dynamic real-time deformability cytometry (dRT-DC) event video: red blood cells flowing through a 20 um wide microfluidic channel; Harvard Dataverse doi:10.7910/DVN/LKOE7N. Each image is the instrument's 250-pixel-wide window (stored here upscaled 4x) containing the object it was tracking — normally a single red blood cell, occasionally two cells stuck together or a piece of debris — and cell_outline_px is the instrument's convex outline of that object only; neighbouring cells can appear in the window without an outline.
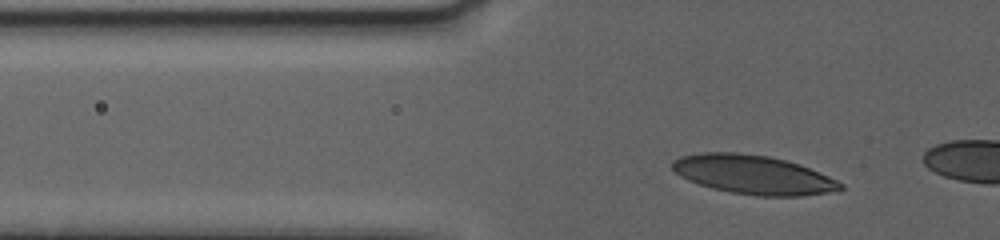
{"species": "human", "species_latin": "Homo sapiens", "temperature_condition": "warm", "stored_images_in_passage": 8, "camera_frame_rate_fps": 3000, "um_per_image_px": 0.085, "donor": {"sex": "female"}, "frame": {"image": 1, "passage_image": 2, "time_ms": 0.333, "image_size_px": [1000, 240], "cell_outline_px": [[844, 188], [828, 192], [804, 196], [760, 196], [732, 192], [712, 188], [688, 180], [680, 176], [672, 168], [672, 160], [680, 156], [700, 152], [736, 152], [768, 156], [800, 164], [828, 176], [844, 184]], "centroid_in_image_um": [64.01, 14.84], "position_along_channel_um": 61.8, "area_um2": 38.03}}